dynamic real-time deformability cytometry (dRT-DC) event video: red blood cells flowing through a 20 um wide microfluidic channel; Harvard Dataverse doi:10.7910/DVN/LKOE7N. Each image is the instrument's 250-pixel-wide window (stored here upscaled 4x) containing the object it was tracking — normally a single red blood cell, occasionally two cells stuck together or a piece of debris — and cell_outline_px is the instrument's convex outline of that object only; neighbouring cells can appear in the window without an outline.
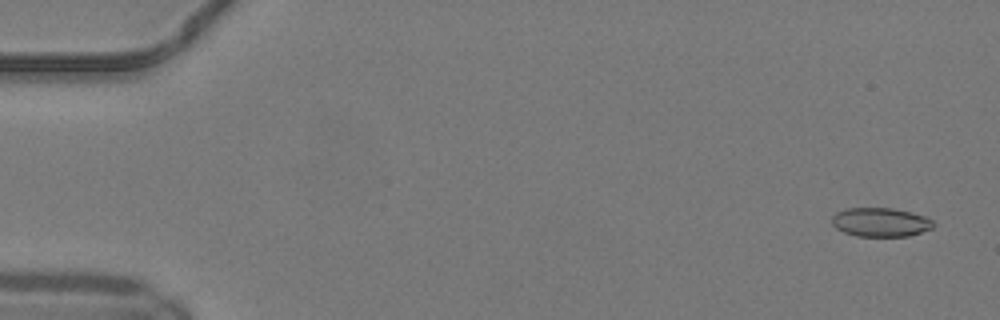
{"species": "common noctule bat (a hibernating species)", "species_latin": "Nyctalus noctula", "temperature_condition": "warm", "stored_images_in_passage": 51, "camera_frame_rate_fps": 3000, "um_per_image_px": 0.085, "animal": {"sex": "male", "body_mass_g": 19.2, "forearm_length_mm": 51.8}, "frame": {"image": 1, "passage_image": 3, "time_ms": 0.667, "image_size_px": [1000, 320], "cell_outline_px": [[936, 224], [932, 228], [908, 236], [856, 236], [844, 232], [836, 228], [832, 224], [832, 216], [836, 212], [844, 208], [892, 208], [912, 212], [924, 216], [932, 220]], "centroid_in_image_um": [74.83, 18.88], "position_along_channel_um": 10.2, "area_um2": 17.17}}
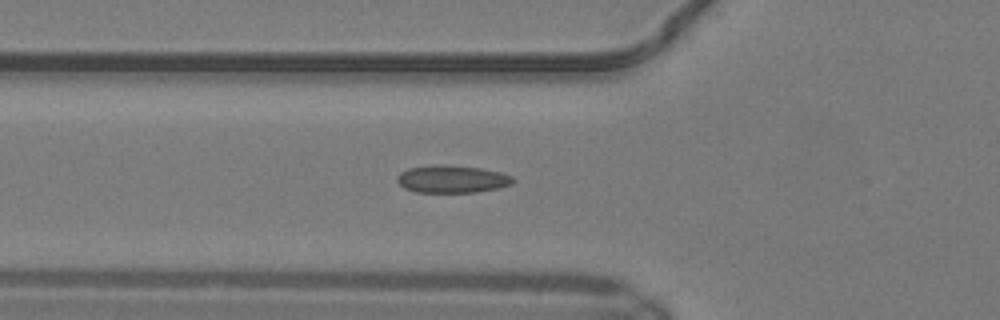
{"frame": {"image": 2, "passage_image": 19, "time_ms": 6.0, "image_size_px": [1000, 320], "cell_outline_px": [[516, 180], [512, 184], [500, 188], [476, 192], [416, 192], [404, 188], [396, 180], [396, 176], [400, 172], [408, 168], [436, 164], [480, 168], [500, 172], [512, 176]], "centroid_in_image_um": [38.42, 15.22], "position_along_channel_um": 87.4, "area_um2": 18.67}}
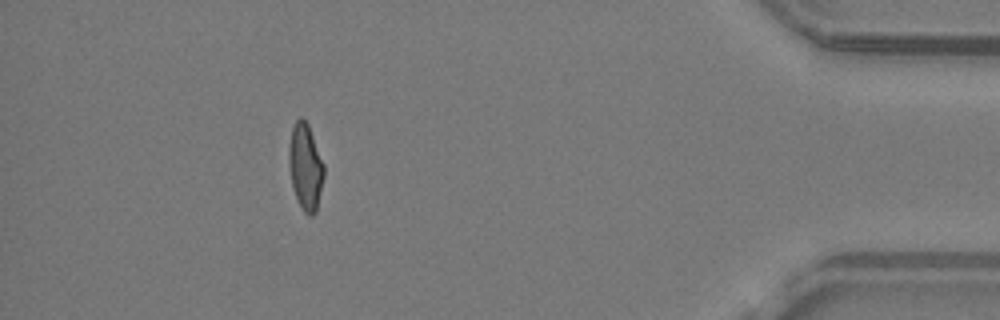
{"frame": {"image": 3, "passage_image": 46, "time_ms": 15.0, "image_size_px": [1000, 320], "cell_outline_px": [[324, 176], [316, 212], [312, 216], [308, 216], [304, 212], [292, 188], [288, 164], [288, 148], [292, 128], [296, 120], [300, 116], [308, 124], [324, 164]], "centroid_in_image_um": [25.95, 14.18], "position_along_channel_um": 409.2, "area_um2": 17.69}, "authors_computed_cell_mechanics": {"area_um2": 17.8602, "velocity_mm_per_s": 4.173, "shape_relaxation_time_tau1_ms": null, "shape_relaxation_time_tau2_ms": 0.994, "deformation_change_tau1": null, "deformation_change_tau2": 0.0657}}